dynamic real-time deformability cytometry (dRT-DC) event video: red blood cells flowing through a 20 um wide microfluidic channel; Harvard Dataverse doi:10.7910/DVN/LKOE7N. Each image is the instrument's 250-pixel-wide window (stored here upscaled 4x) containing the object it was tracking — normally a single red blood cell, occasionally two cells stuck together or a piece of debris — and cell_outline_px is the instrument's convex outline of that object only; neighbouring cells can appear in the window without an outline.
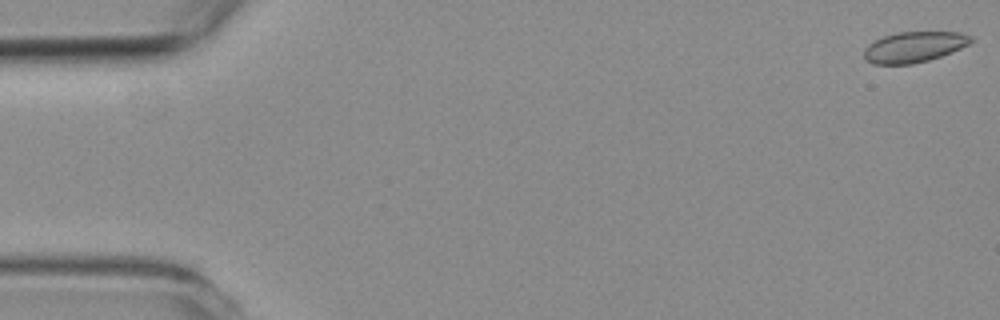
{"species": "common noctule bat (a hibernating species)", "species_latin": "Nyctalus noctula", "temperature_condition": "room temperature", "stored_images_in_passage": 37, "camera_frame_rate_fps": 3000, "um_per_image_px": 0.085, "animal": {"sex": "female", "body_mass_g": 19.3, "forearm_length_mm": 54.1}, "frame": {"image": 1, "passage_image": 1, "time_ms": 0.0, "image_size_px": [1000, 320], "cell_outline_px": [[972, 40], [968, 44], [960, 48], [940, 56], [928, 60], [912, 64], [872, 64], [864, 60], [864, 48], [868, 44], [884, 36], [896, 32], [960, 32], [972, 36]], "centroid_in_image_um": [77.65, 3.99], "position_along_channel_um": 7.3, "area_um2": 19.02}}
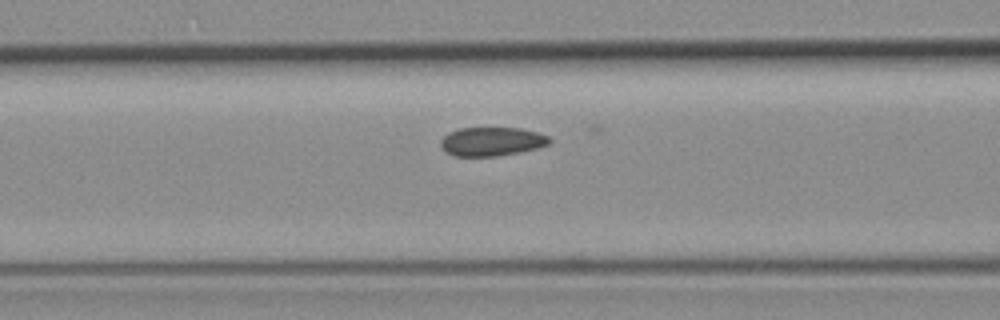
{"frame": {"image": 2, "passage_image": 22, "time_ms": 7.0, "image_size_px": [1000, 320], "cell_outline_px": [[552, 140], [548, 144], [536, 148], [520, 152], [496, 156], [452, 156], [444, 152], [440, 144], [440, 140], [448, 132], [460, 128], [520, 128], [536, 132], [548, 136]], "centroid_in_image_um": [41.75, 12.03], "position_along_channel_um": 124.8, "area_um2": 18.32}}
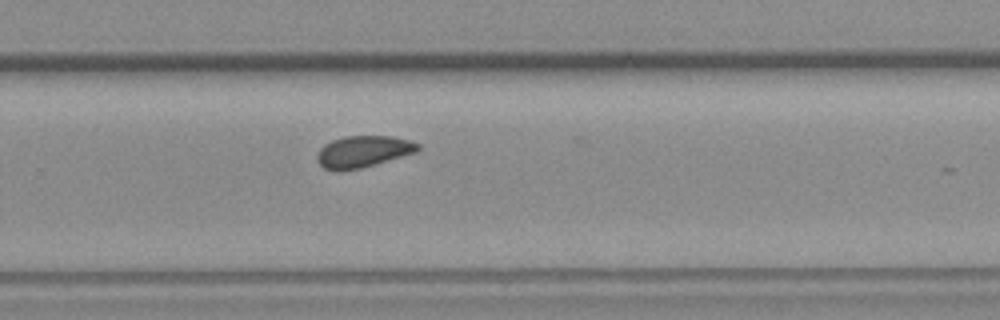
{"frame": {"image": 3, "passage_image": 36, "time_ms": 11.667, "image_size_px": [1000, 320], "cell_outline_px": [[420, 148], [416, 152], [360, 168], [324, 168], [316, 160], [316, 156], [320, 148], [324, 144], [332, 140], [344, 136], [392, 136], [408, 140], [420, 144]], "centroid_in_image_um": [30.88, 12.84], "position_along_channel_um": 298.9, "area_um2": 18.03}}